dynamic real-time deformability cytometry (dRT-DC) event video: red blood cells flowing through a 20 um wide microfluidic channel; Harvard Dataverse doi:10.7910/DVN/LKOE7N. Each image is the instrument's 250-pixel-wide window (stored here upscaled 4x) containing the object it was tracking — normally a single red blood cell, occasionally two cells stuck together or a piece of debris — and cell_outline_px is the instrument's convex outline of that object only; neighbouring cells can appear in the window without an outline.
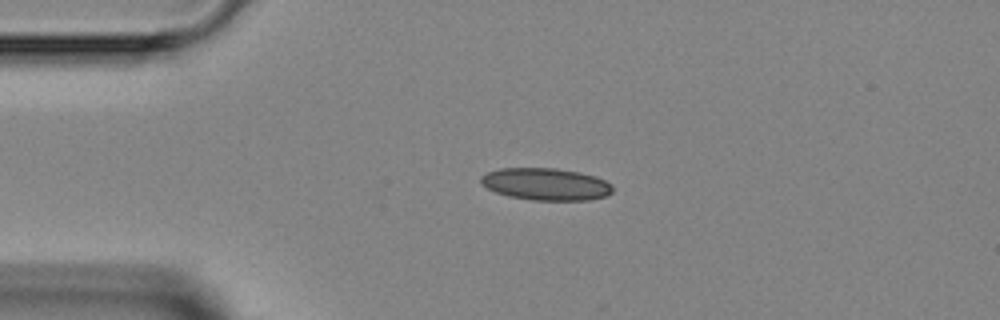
{"species": "Egyptian fruit bat (a non-hibernating species)", "species_latin": "Rousettus aegyptiacus", "temperature_condition": "room temperature", "stored_images_in_passage": 4, "camera_frame_rate_fps": 3000, "um_per_image_px": 0.085, "animal": {"sex": "female"}, "frame": {"image": 1, "passage_image": 4, "time_ms": 3.333, "image_size_px": [1000, 320], "cell_outline_px": [[612, 192], [604, 196], [588, 200], [532, 200], [508, 196], [496, 192], [480, 184], [480, 176], [488, 172], [500, 168], [556, 168], [580, 172], [596, 176], [612, 184]], "centroid_in_image_um": [46.38, 15.64], "position_along_channel_um": 38.6, "area_um2": 24.74}}